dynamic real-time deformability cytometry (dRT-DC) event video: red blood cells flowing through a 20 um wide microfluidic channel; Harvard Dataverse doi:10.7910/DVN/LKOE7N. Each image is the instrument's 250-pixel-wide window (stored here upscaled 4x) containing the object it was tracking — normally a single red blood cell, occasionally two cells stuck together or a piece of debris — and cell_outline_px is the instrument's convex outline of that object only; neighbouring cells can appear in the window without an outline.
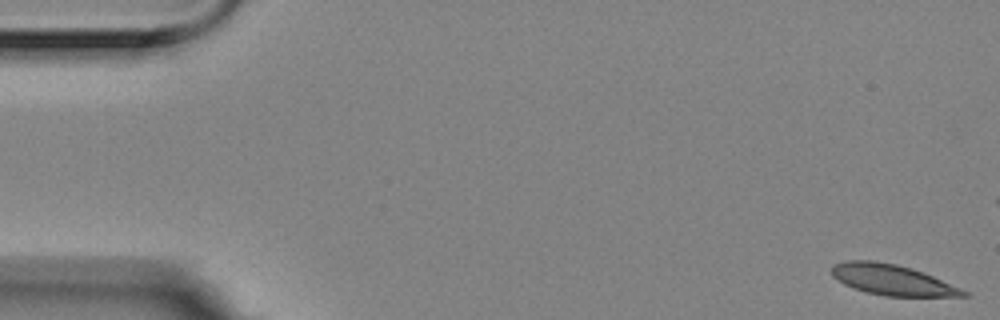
{"species": "Egyptian fruit bat (a non-hibernating species)", "species_latin": "Rousettus aegyptiacus", "temperature_condition": "room temperature", "stored_images_in_passage": 5, "camera_frame_rate_fps": 3000, "um_per_image_px": 0.085, "animal": {"sex": "female"}, "frame": {"image": 1, "passage_image": 1, "time_ms": 0.0, "image_size_px": [1000, 320], "cell_outline_px": [[968, 296], [884, 296], [852, 288], [844, 284], [832, 276], [832, 264], [844, 260], [872, 260], [896, 264], [932, 276], [960, 288], [968, 292]], "centroid_in_image_um": [75.76, 23.78], "position_along_channel_um": 9.2, "area_um2": 23.18}}